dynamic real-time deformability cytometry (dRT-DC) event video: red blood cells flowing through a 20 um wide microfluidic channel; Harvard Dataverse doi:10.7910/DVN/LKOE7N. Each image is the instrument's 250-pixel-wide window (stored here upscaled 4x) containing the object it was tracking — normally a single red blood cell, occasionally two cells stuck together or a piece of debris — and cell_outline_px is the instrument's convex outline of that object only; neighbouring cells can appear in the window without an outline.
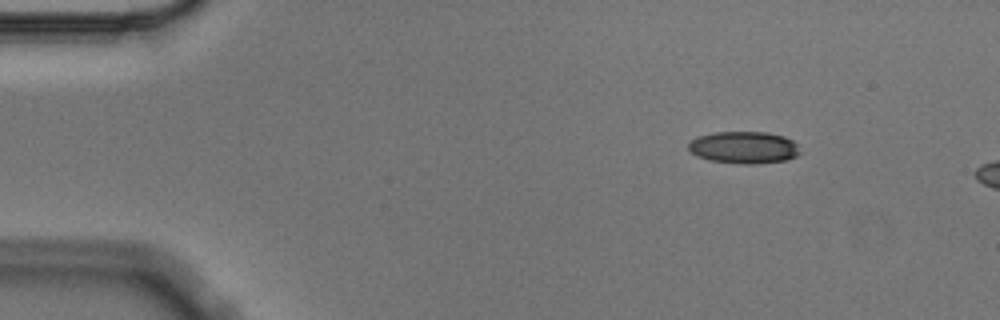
{"species": "Egyptian fruit bat (a non-hibernating species)", "species_latin": "Rousettus aegyptiacus", "temperature_condition": "cold", "stored_images_in_passage": 4, "camera_frame_rate_fps": 3000, "um_per_image_px": 0.085, "animal": {"sex": "male"}, "frame": {"image": 1, "passage_image": 1, "time_ms": 0.0, "image_size_px": [1000, 320], "cell_outline_px": [[800, 152], [796, 156], [784, 160], [756, 164], [740, 164], [708, 160], [696, 156], [688, 148], [688, 144], [692, 140], [700, 136], [716, 132], [768, 132], [784, 136], [792, 140], [796, 144]], "centroid_in_image_um": [63.23, 12.54], "position_along_channel_um": 21.8, "area_um2": 20.81}}